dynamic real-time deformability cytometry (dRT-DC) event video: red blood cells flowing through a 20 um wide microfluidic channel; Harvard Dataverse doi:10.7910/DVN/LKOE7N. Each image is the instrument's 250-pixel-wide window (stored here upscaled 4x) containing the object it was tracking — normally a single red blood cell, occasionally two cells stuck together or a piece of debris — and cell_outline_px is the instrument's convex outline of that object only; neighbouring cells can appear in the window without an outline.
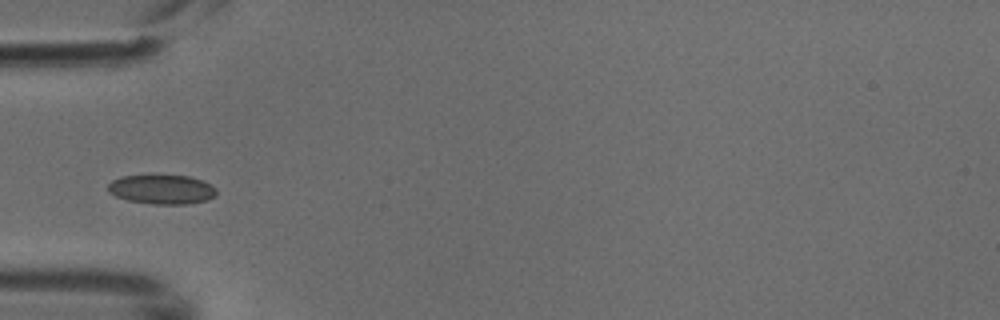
{"species": "common noctule bat (a hibernating species)", "species_latin": "Nyctalus noctula", "temperature_condition": "cold", "stored_images_in_passage": 3, "camera_frame_rate_fps": 3000, "um_per_image_px": 0.085, "animal": {"sex": "male", "body_mass_g": 18.8}, "frame": {"image": 1, "passage_image": 3, "time_ms": 0.667, "image_size_px": [1000, 320], "cell_outline_px": [[216, 196], [208, 200], [188, 204], [152, 204], [128, 200], [116, 196], [108, 192], [108, 184], [112, 180], [120, 176], [188, 176], [200, 180], [216, 188]], "centroid_in_image_um": [13.75, 16.11], "position_along_channel_um": 71.3, "area_um2": 18.38}}